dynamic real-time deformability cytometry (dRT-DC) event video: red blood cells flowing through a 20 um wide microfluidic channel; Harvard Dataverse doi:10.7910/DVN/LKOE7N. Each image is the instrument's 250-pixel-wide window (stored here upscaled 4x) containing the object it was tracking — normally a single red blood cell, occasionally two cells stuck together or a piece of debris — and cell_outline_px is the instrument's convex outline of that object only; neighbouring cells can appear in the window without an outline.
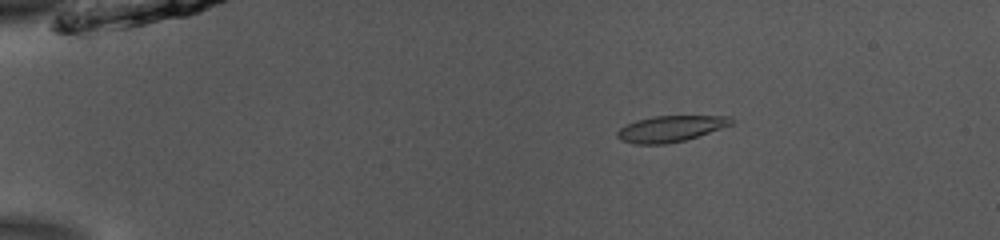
{"species": "common noctule bat (a hibernating species)", "species_latin": "Nyctalus noctula", "temperature_condition": "room temperature", "stored_images_in_passage": 53, "camera_frame_rate_fps": 3000, "um_per_image_px": 0.085, "animal": {"sex": "male", "body_mass_g": 13.0, "forearm_length_mm": 53.1}, "frame": {"image": 1, "passage_image": 10, "time_ms": 3.0, "image_size_px": [1000, 240], "cell_outline_px": [[736, 120], [732, 124], [684, 140], [664, 144], [636, 144], [620, 140], [616, 136], [616, 132], [620, 128], [636, 120], [652, 116], [732, 116]], "centroid_in_image_um": [56.98, 10.93], "position_along_channel_um": 28.0, "area_um2": 17.17}}
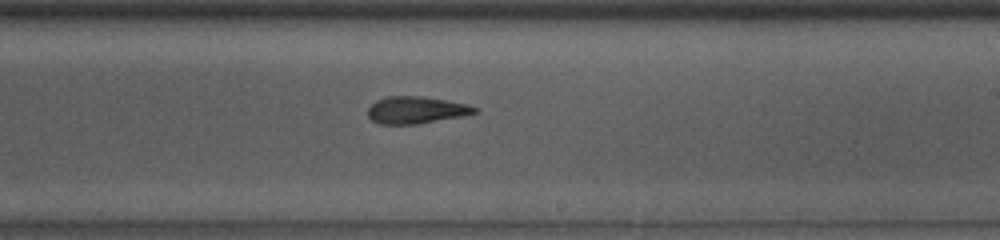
{"frame": {"image": 2, "passage_image": 33, "time_ms": 10.667, "image_size_px": [1000, 240], "cell_outline_px": [[480, 112], [460, 116], [416, 124], [380, 124], [372, 120], [368, 116], [368, 108], [376, 100], [388, 96], [420, 96], [468, 104], [480, 108]], "centroid_in_image_um": [35.38, 9.35], "position_along_channel_um": 253.6, "area_um2": 16.76}}
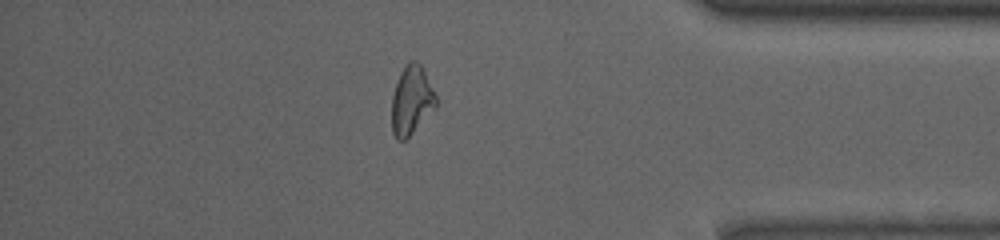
{"frame": {"image": 3, "passage_image": 46, "time_ms": 15.0, "image_size_px": [1000, 240], "cell_outline_px": [[436, 108], [404, 140], [396, 140], [392, 132], [392, 96], [400, 72], [408, 60], [416, 60], [420, 64], [436, 96]], "centroid_in_image_um": [34.96, 8.52], "position_along_channel_um": 400.2, "area_um2": 17.51}, "authors_computed_cell_mechanics": {"area_um2": 17.34, "velocity_mm_per_s": 3.8884, "shape_relaxation_time_tau1_ms": 4.5563, "shape_relaxation_time_tau2_ms": 2.3067, "deformation_change_tau1": 0.1611, "deformation_change_tau2": 0.1156}}